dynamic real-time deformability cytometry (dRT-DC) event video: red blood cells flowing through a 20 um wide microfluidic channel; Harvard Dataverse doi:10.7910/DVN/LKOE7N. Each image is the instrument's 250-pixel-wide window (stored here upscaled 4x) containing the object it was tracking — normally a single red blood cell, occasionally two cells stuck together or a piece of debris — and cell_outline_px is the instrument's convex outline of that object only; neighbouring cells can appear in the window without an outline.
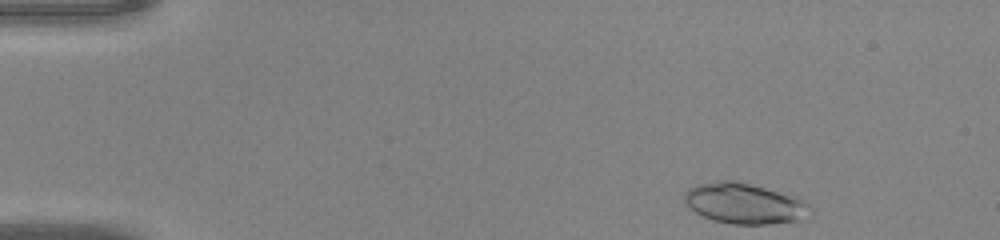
{"species": "common noctule bat (a hibernating species)", "species_latin": "Nyctalus noctula", "temperature_condition": "warm", "stored_images_in_passage": 41, "camera_frame_rate_fps": 3000, "um_per_image_px": 0.085, "animal": {"sex": "male", "body_mass_g": 20.0, "forearm_length_mm": 53.3}, "frame": {"image": 1, "passage_image": 1, "time_ms": 0.0, "image_size_px": [1000, 240], "cell_outline_px": [[812, 208], [796, 220], [768, 224], [732, 224], [712, 220], [688, 208], [684, 204], [684, 192], [688, 188], [696, 184], [720, 180], [736, 180], [796, 196], [804, 200]], "centroid_in_image_um": [63.19, 17.27], "position_along_channel_um": 21.8, "area_um2": 29.71}}
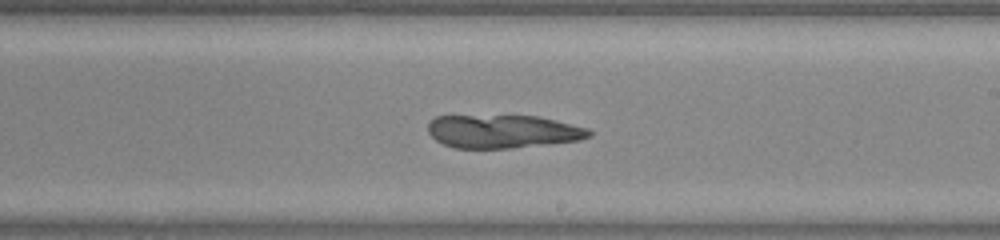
{"frame": {"image": 2, "passage_image": 23, "time_ms": 7.333, "image_size_px": [1000, 240], "cell_outline_px": [[592, 136], [580, 140], [512, 148], [456, 148], [444, 144], [436, 140], [428, 132], [428, 124], [436, 116], [540, 116], [588, 128], [592, 132]], "centroid_in_image_um": [42.77, 11.17], "position_along_channel_um": 246.2, "area_um2": 31.15}}
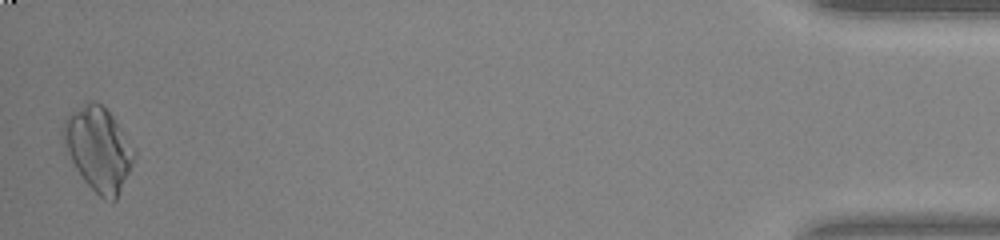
{"frame": {"image": 3, "passage_image": 41, "time_ms": 13.333, "image_size_px": [1000, 240], "cell_outline_px": [[136, 156], [116, 200], [104, 200], [84, 180], [76, 168], [64, 144], [64, 120], [72, 112], [88, 100], [92, 100], [100, 104], [112, 116], [136, 152]], "centroid_in_image_um": [8.38, 12.66], "position_along_channel_um": 426.8, "area_um2": 33.58}}